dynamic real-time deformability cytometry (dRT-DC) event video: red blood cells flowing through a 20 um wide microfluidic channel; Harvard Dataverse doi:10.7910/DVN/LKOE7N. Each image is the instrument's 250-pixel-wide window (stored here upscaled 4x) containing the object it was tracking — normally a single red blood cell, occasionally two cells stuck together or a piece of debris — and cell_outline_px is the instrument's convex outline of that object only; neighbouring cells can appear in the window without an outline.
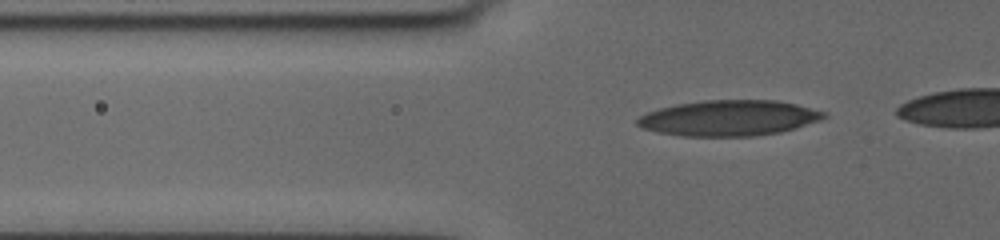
{"species": "human", "species_latin": "Homo sapiens", "temperature_condition": "cold", "stored_images_in_passage": 36, "camera_frame_rate_fps": 3000, "um_per_image_px": 0.085, "donor": {"sex": "female"}, "frame": {"image": 1, "passage_image": 4, "time_ms": 1.0, "image_size_px": [1000, 240], "cell_outline_px": [[828, 116], [820, 120], [780, 132], [752, 136], [684, 136], [660, 132], [644, 128], [636, 124], [636, 120], [640, 116], [648, 112], [660, 108], [676, 104], [704, 100], [776, 100], [796, 104], [828, 112]], "centroid_in_image_um": [61.99, 10.02], "position_along_channel_um": 63.8, "area_um2": 38.55}}
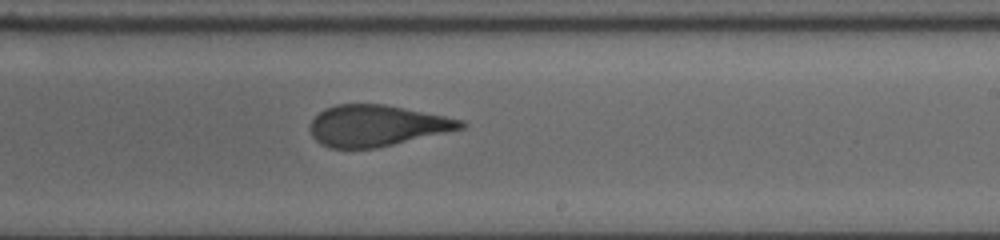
{"frame": {"image": 2, "passage_image": 21, "time_ms": 6.667, "image_size_px": [1000, 240], "cell_outline_px": [[468, 124], [464, 128], [376, 148], [328, 148], [320, 144], [312, 136], [308, 124], [324, 108], [336, 104], [384, 104], [464, 120]], "centroid_in_image_um": [31.99, 10.68], "position_along_channel_um": 257.0, "area_um2": 36.07}}
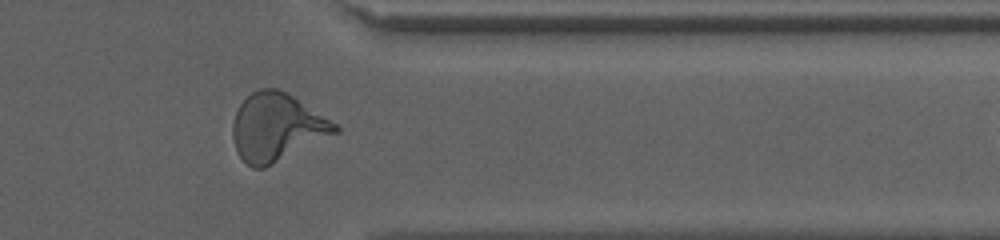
{"frame": {"image": 3, "passage_image": 32, "time_ms": 10.333, "image_size_px": [1000, 240], "cell_outline_px": [[340, 132], [264, 168], [252, 168], [236, 152], [232, 136], [232, 124], [236, 112], [240, 104], [252, 92], [260, 88], [276, 88], [292, 96], [336, 124], [340, 128]], "centroid_in_image_um": [23.5, 10.83], "position_along_channel_um": 387.9, "area_um2": 39.94}}